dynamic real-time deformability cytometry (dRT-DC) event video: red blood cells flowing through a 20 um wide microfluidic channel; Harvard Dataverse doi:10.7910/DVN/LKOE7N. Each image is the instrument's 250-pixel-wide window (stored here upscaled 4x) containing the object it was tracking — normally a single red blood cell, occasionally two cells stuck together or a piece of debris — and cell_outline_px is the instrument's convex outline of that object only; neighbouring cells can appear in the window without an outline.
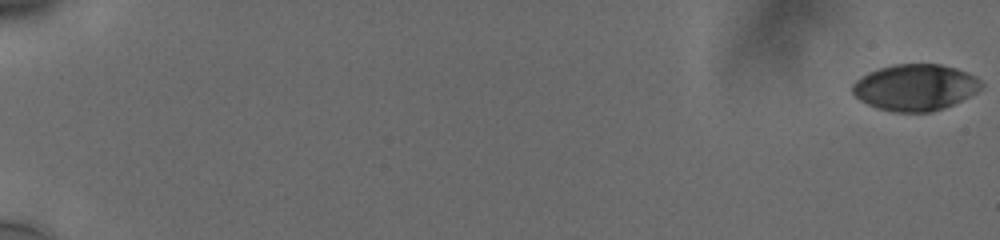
{"species": "human", "species_latin": "Homo sapiens", "temperature_condition": "cold", "stored_images_in_passage": 58, "camera_frame_rate_fps": 3000, "um_per_image_px": 0.085, "donor": {"sex": "male"}, "frame": {"image": 1, "passage_image": 1, "time_ms": 0.0, "image_size_px": [1000, 240], "cell_outline_px": [[984, 84], [976, 92], [944, 108], [932, 112], [896, 112], [876, 108], [860, 100], [852, 92], [852, 84], [856, 80], [868, 72], [892, 64], [940, 64], [956, 68], [968, 72], [976, 76]], "centroid_in_image_um": [77.79, 7.42], "position_along_channel_um": 7.2, "area_um2": 34.8}}
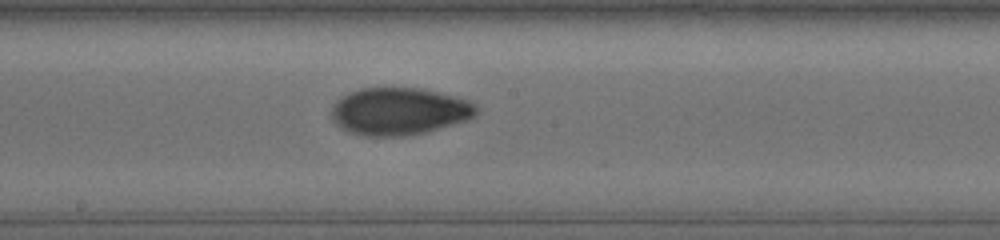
{"frame": {"image": 2, "passage_image": 35, "time_ms": 11.333, "image_size_px": [1000, 240], "cell_outline_px": [[476, 112], [468, 120], [424, 132], [404, 136], [364, 136], [348, 132], [336, 124], [332, 120], [332, 104], [340, 96], [348, 92], [360, 88], [420, 88], [456, 96], [468, 100], [476, 104]], "centroid_in_image_um": [33.88, 9.45], "position_along_channel_um": 214.3, "area_um2": 40.06}}
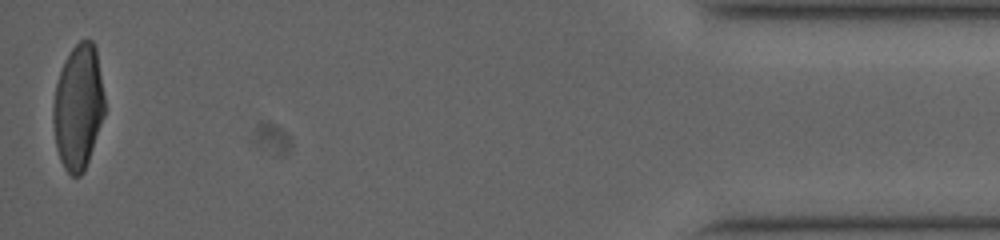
{"frame": {"image": 3, "passage_image": 58, "time_ms": 19.0, "image_size_px": [1000, 240], "cell_outline_px": [[104, 116], [84, 172], [80, 176], [72, 176], [64, 168], [60, 160], [56, 148], [52, 120], [52, 108], [56, 84], [64, 60], [72, 48], [80, 40], [92, 40], [96, 48], [104, 96]], "centroid_in_image_um": [6.63, 9.11], "position_along_channel_um": 428.6, "area_um2": 37.51}, "authors_computed_cell_mechanics": {"area_um2": 37.9746, "velocity_mm_per_s": 3.777, "shape_relaxation_time_tau1_ms": 5.6818, "shape_relaxation_time_tau2_ms": 2.3658, "deformation_change_tau1": 0.1976, "deformation_change_tau2": 0.0465}}